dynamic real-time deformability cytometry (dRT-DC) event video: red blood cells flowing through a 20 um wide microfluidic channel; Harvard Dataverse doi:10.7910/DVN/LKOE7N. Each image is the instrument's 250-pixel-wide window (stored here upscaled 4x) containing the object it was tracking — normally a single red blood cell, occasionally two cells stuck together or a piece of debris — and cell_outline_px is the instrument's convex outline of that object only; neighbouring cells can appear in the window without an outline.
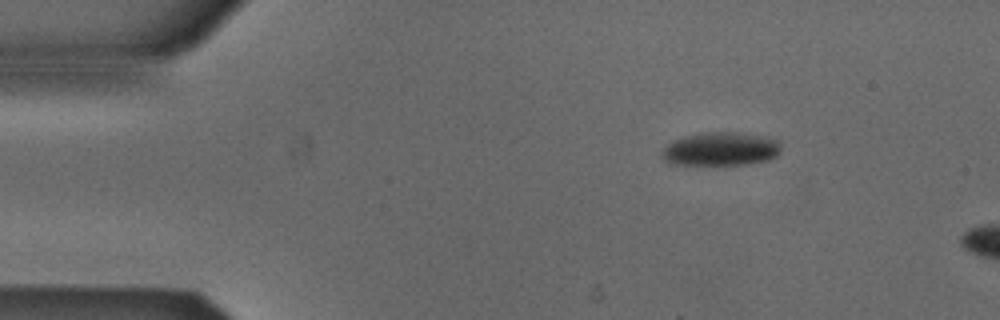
{"species": "Egyptian fruit bat (a non-hibernating species)", "species_latin": "Rousettus aegyptiacus", "temperature_condition": "cold", "stored_images_in_passage": 6, "segment_of_instrument_passage": [2, 2], "camera_frame_rate_fps": 3000, "um_per_image_px": 0.085, "animal": {"sex": "male"}, "frame": {"image": 1, "passage_image": 6, "time_ms": 1.667, "image_size_px": [1000, 320], "cell_outline_px": [[780, 152], [776, 156], [768, 160], [748, 164], [668, 164], [660, 156], [664, 148], [672, 140], [684, 136], [704, 132], [736, 132], [760, 136], [776, 140], [780, 144]], "centroid_in_image_um": [61.22, 12.67], "position_along_channel_um": 23.8, "area_um2": 23.18}}